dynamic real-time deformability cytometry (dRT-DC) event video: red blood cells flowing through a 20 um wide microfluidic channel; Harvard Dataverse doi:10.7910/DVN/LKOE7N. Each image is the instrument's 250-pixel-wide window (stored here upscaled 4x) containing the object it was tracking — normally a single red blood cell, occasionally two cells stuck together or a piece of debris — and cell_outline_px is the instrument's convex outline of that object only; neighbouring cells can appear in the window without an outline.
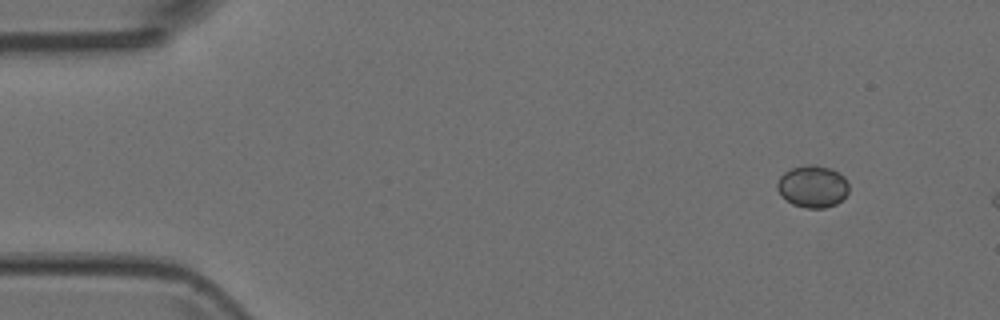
{"species": "Egyptian fruit bat (a non-hibernating species)", "species_latin": "Rousettus aegyptiacus", "temperature_condition": "room temperature", "stored_images_in_passage": 3, "camera_frame_rate_fps": 3000, "um_per_image_px": 0.085, "animal": {"sex": "female"}, "frame": {"image": 1, "passage_image": 1, "time_ms": 0.0, "image_size_px": [1000, 320], "cell_outline_px": [[848, 192], [836, 204], [824, 208], [808, 208], [792, 204], [780, 196], [776, 188], [776, 184], [780, 176], [784, 172], [792, 168], [808, 164], [816, 164], [832, 168], [844, 176], [848, 184]], "centroid_in_image_um": [69.05, 15.83], "position_along_channel_um": 16.0, "area_um2": 17.74}}